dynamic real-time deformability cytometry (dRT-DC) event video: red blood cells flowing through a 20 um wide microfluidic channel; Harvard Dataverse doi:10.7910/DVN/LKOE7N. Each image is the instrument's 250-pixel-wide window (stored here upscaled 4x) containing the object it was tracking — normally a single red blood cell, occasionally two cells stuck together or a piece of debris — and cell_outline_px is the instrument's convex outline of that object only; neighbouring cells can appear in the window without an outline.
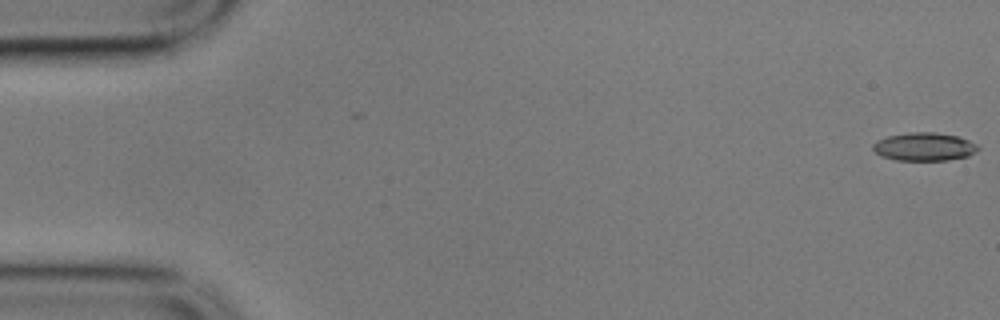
{"species": "common noctule bat (a hibernating species)", "species_latin": "Nyctalus noctula", "temperature_condition": "cold", "stored_images_in_passage": 57, "camera_frame_rate_fps": 3000, "um_per_image_px": 0.085, "animal": {"sex": "male", "body_mass_g": 17.9}, "frame": {"image": 1, "passage_image": 1, "time_ms": 0.0, "image_size_px": [1000, 320], "cell_outline_px": [[980, 148], [976, 152], [968, 156], [948, 160], [896, 160], [880, 156], [872, 148], [872, 144], [876, 140], [888, 136], [908, 132], [936, 132], [956, 136], [968, 140], [976, 144]], "centroid_in_image_um": [78.54, 12.47], "position_along_channel_um": 6.5, "area_um2": 17.34}}
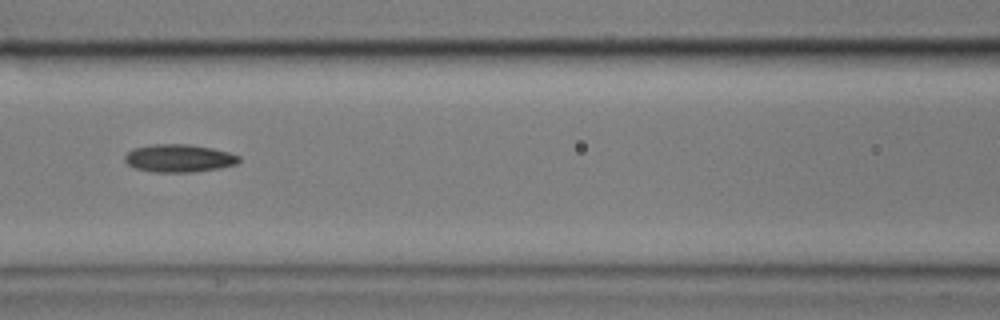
{"frame": {"image": 2, "passage_image": 25, "time_ms": 8.0, "image_size_px": [1000, 320], "cell_outline_px": [[240, 160], [236, 164], [220, 168], [196, 172], [152, 172], [136, 168], [128, 164], [124, 160], [124, 156], [132, 148], [152, 144], [188, 144], [212, 148], [228, 152], [240, 156]], "centroid_in_image_um": [15.2, 13.45], "position_along_channel_um": 151.4, "area_um2": 18.61}}
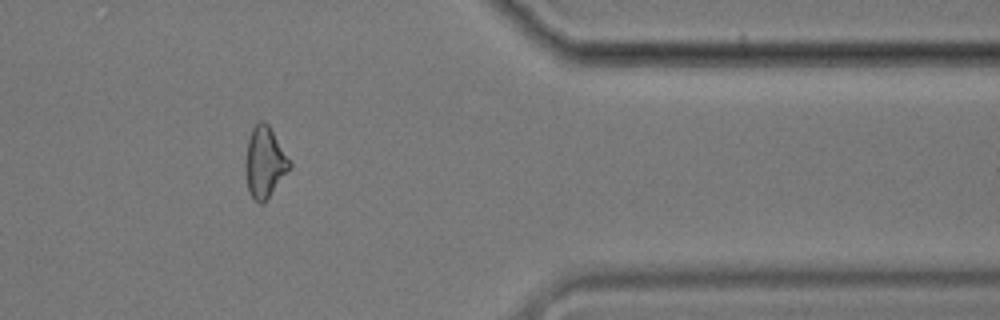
{"frame": {"image": 3, "passage_image": 47, "time_ms": 15.333, "image_size_px": [1000, 320], "cell_outline_px": [[292, 164], [264, 204], [260, 204], [248, 192], [244, 164], [248, 140], [252, 128], [260, 120], [264, 120], [268, 124]], "centroid_in_image_um": [22.46, 13.8], "position_along_channel_um": 388.9, "area_um2": 18.03}, "authors_computed_cell_mechanics": {"area_um2": 18.207, "velocity_mm_per_s": 3.521, "shape_relaxation_time_tau1_ms": 6.3582, "shape_relaxation_time_tau2_ms": 8.8474, "deformation_change_tau1": 0.1248, "deformation_change_tau2": 0.1837}}